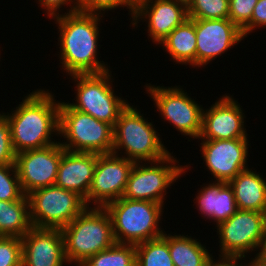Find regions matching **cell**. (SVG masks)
Wrapping results in <instances>:
<instances>
[{"mask_svg": "<svg viewBox=\"0 0 266 266\" xmlns=\"http://www.w3.org/2000/svg\"><path fill=\"white\" fill-rule=\"evenodd\" d=\"M0 266H22V239L0 236Z\"/></svg>", "mask_w": 266, "mask_h": 266, "instance_id": "obj_31", "label": "cell"}, {"mask_svg": "<svg viewBox=\"0 0 266 266\" xmlns=\"http://www.w3.org/2000/svg\"><path fill=\"white\" fill-rule=\"evenodd\" d=\"M111 71L99 74L71 75L76 83V103L68 104L75 110L93 116L113 127L120 113L128 106L127 100L116 96L112 88Z\"/></svg>", "mask_w": 266, "mask_h": 266, "instance_id": "obj_7", "label": "cell"}, {"mask_svg": "<svg viewBox=\"0 0 266 266\" xmlns=\"http://www.w3.org/2000/svg\"><path fill=\"white\" fill-rule=\"evenodd\" d=\"M81 266H136L135 245L115 242L110 248L91 256Z\"/></svg>", "mask_w": 266, "mask_h": 266, "instance_id": "obj_26", "label": "cell"}, {"mask_svg": "<svg viewBox=\"0 0 266 266\" xmlns=\"http://www.w3.org/2000/svg\"><path fill=\"white\" fill-rule=\"evenodd\" d=\"M266 27V0H258L250 20V33L258 27ZM260 27V28H259Z\"/></svg>", "mask_w": 266, "mask_h": 266, "instance_id": "obj_34", "label": "cell"}, {"mask_svg": "<svg viewBox=\"0 0 266 266\" xmlns=\"http://www.w3.org/2000/svg\"><path fill=\"white\" fill-rule=\"evenodd\" d=\"M216 227L220 238L219 257L245 258L250 251L261 249L266 233V213L238 209Z\"/></svg>", "mask_w": 266, "mask_h": 266, "instance_id": "obj_10", "label": "cell"}, {"mask_svg": "<svg viewBox=\"0 0 266 266\" xmlns=\"http://www.w3.org/2000/svg\"><path fill=\"white\" fill-rule=\"evenodd\" d=\"M256 256H258L261 260L266 262V233H265V237L263 239L261 249L259 252H257Z\"/></svg>", "mask_w": 266, "mask_h": 266, "instance_id": "obj_36", "label": "cell"}, {"mask_svg": "<svg viewBox=\"0 0 266 266\" xmlns=\"http://www.w3.org/2000/svg\"><path fill=\"white\" fill-rule=\"evenodd\" d=\"M232 96L223 95L218 101L202 111L201 140H231L248 138L244 127L243 111ZM245 128V129H244Z\"/></svg>", "mask_w": 266, "mask_h": 266, "instance_id": "obj_17", "label": "cell"}, {"mask_svg": "<svg viewBox=\"0 0 266 266\" xmlns=\"http://www.w3.org/2000/svg\"><path fill=\"white\" fill-rule=\"evenodd\" d=\"M188 235L168 234V248L174 266H207L213 257L206 246Z\"/></svg>", "mask_w": 266, "mask_h": 266, "instance_id": "obj_24", "label": "cell"}, {"mask_svg": "<svg viewBox=\"0 0 266 266\" xmlns=\"http://www.w3.org/2000/svg\"><path fill=\"white\" fill-rule=\"evenodd\" d=\"M136 266H174L168 248V235L141 242L135 245Z\"/></svg>", "mask_w": 266, "mask_h": 266, "instance_id": "obj_25", "label": "cell"}, {"mask_svg": "<svg viewBox=\"0 0 266 266\" xmlns=\"http://www.w3.org/2000/svg\"><path fill=\"white\" fill-rule=\"evenodd\" d=\"M28 198L31 223L38 228L62 229L88 207L78 193L56 185L38 188Z\"/></svg>", "mask_w": 266, "mask_h": 266, "instance_id": "obj_8", "label": "cell"}, {"mask_svg": "<svg viewBox=\"0 0 266 266\" xmlns=\"http://www.w3.org/2000/svg\"><path fill=\"white\" fill-rule=\"evenodd\" d=\"M251 266H266V262L261 260L258 256H255V258H251Z\"/></svg>", "mask_w": 266, "mask_h": 266, "instance_id": "obj_37", "label": "cell"}, {"mask_svg": "<svg viewBox=\"0 0 266 266\" xmlns=\"http://www.w3.org/2000/svg\"><path fill=\"white\" fill-rule=\"evenodd\" d=\"M146 91L154 100L162 115L182 135L198 138L201 133L203 107L180 87L146 85ZM201 106V107H200Z\"/></svg>", "mask_w": 266, "mask_h": 266, "instance_id": "obj_11", "label": "cell"}, {"mask_svg": "<svg viewBox=\"0 0 266 266\" xmlns=\"http://www.w3.org/2000/svg\"><path fill=\"white\" fill-rule=\"evenodd\" d=\"M187 9L190 19H225L229 15V0H190Z\"/></svg>", "mask_w": 266, "mask_h": 266, "instance_id": "obj_27", "label": "cell"}, {"mask_svg": "<svg viewBox=\"0 0 266 266\" xmlns=\"http://www.w3.org/2000/svg\"><path fill=\"white\" fill-rule=\"evenodd\" d=\"M65 14L53 18L59 26V57L64 71L70 76L110 71L107 64L97 58L98 22L104 15L81 11Z\"/></svg>", "mask_w": 266, "mask_h": 266, "instance_id": "obj_1", "label": "cell"}, {"mask_svg": "<svg viewBox=\"0 0 266 266\" xmlns=\"http://www.w3.org/2000/svg\"><path fill=\"white\" fill-rule=\"evenodd\" d=\"M164 204L121 197L104 206L110 215L116 243L139 244L164 234L159 221Z\"/></svg>", "mask_w": 266, "mask_h": 266, "instance_id": "obj_4", "label": "cell"}, {"mask_svg": "<svg viewBox=\"0 0 266 266\" xmlns=\"http://www.w3.org/2000/svg\"><path fill=\"white\" fill-rule=\"evenodd\" d=\"M48 90L28 94L12 113H3L9 121L15 153L39 149L51 144L52 134H59L60 102ZM54 132V133H53Z\"/></svg>", "mask_w": 266, "mask_h": 266, "instance_id": "obj_2", "label": "cell"}, {"mask_svg": "<svg viewBox=\"0 0 266 266\" xmlns=\"http://www.w3.org/2000/svg\"><path fill=\"white\" fill-rule=\"evenodd\" d=\"M61 230L66 260L76 266L115 243L111 218L104 207H87Z\"/></svg>", "mask_w": 266, "mask_h": 266, "instance_id": "obj_3", "label": "cell"}, {"mask_svg": "<svg viewBox=\"0 0 266 266\" xmlns=\"http://www.w3.org/2000/svg\"><path fill=\"white\" fill-rule=\"evenodd\" d=\"M258 0H229L228 19L243 33L244 38L250 33V20Z\"/></svg>", "mask_w": 266, "mask_h": 266, "instance_id": "obj_29", "label": "cell"}, {"mask_svg": "<svg viewBox=\"0 0 266 266\" xmlns=\"http://www.w3.org/2000/svg\"><path fill=\"white\" fill-rule=\"evenodd\" d=\"M59 142L65 150L95 154H110L113 150V126L60 102Z\"/></svg>", "mask_w": 266, "mask_h": 266, "instance_id": "obj_6", "label": "cell"}, {"mask_svg": "<svg viewBox=\"0 0 266 266\" xmlns=\"http://www.w3.org/2000/svg\"><path fill=\"white\" fill-rule=\"evenodd\" d=\"M38 2H40L38 4H40L41 7L43 6V9H46L45 11L49 18L59 16L60 14L58 12L59 9L62 8V5H68L70 2V6L71 4H73V6L70 7L71 9H69L67 14L78 11L76 0H38Z\"/></svg>", "mask_w": 266, "mask_h": 266, "instance_id": "obj_33", "label": "cell"}, {"mask_svg": "<svg viewBox=\"0 0 266 266\" xmlns=\"http://www.w3.org/2000/svg\"><path fill=\"white\" fill-rule=\"evenodd\" d=\"M119 156L113 153L98 155L93 181L84 199L88 207L90 203L104 207L123 196L135 162L125 158V155Z\"/></svg>", "mask_w": 266, "mask_h": 266, "instance_id": "obj_12", "label": "cell"}, {"mask_svg": "<svg viewBox=\"0 0 266 266\" xmlns=\"http://www.w3.org/2000/svg\"><path fill=\"white\" fill-rule=\"evenodd\" d=\"M195 197L198 210L207 219L214 220L216 226L237 212L233 188L226 182L213 181L206 184Z\"/></svg>", "mask_w": 266, "mask_h": 266, "instance_id": "obj_20", "label": "cell"}, {"mask_svg": "<svg viewBox=\"0 0 266 266\" xmlns=\"http://www.w3.org/2000/svg\"><path fill=\"white\" fill-rule=\"evenodd\" d=\"M179 1H182V2H185L186 4H188V2H189L190 0H179Z\"/></svg>", "mask_w": 266, "mask_h": 266, "instance_id": "obj_38", "label": "cell"}, {"mask_svg": "<svg viewBox=\"0 0 266 266\" xmlns=\"http://www.w3.org/2000/svg\"><path fill=\"white\" fill-rule=\"evenodd\" d=\"M214 260L212 257L207 266H251L250 261L248 264L244 263V265L238 263V261L244 260L243 257H220L217 262Z\"/></svg>", "mask_w": 266, "mask_h": 266, "instance_id": "obj_35", "label": "cell"}, {"mask_svg": "<svg viewBox=\"0 0 266 266\" xmlns=\"http://www.w3.org/2000/svg\"><path fill=\"white\" fill-rule=\"evenodd\" d=\"M196 66H205L244 39L242 31L228 18L194 19Z\"/></svg>", "mask_w": 266, "mask_h": 266, "instance_id": "obj_15", "label": "cell"}, {"mask_svg": "<svg viewBox=\"0 0 266 266\" xmlns=\"http://www.w3.org/2000/svg\"><path fill=\"white\" fill-rule=\"evenodd\" d=\"M143 16V17H142ZM185 2L179 0H135L132 26L147 19L148 35L156 44H160L177 26L188 19Z\"/></svg>", "mask_w": 266, "mask_h": 266, "instance_id": "obj_16", "label": "cell"}, {"mask_svg": "<svg viewBox=\"0 0 266 266\" xmlns=\"http://www.w3.org/2000/svg\"><path fill=\"white\" fill-rule=\"evenodd\" d=\"M153 124L136 108L128 106L113 127L112 153L124 149L125 158L135 163L158 161L170 154ZM144 161V162H143Z\"/></svg>", "mask_w": 266, "mask_h": 266, "instance_id": "obj_5", "label": "cell"}, {"mask_svg": "<svg viewBox=\"0 0 266 266\" xmlns=\"http://www.w3.org/2000/svg\"><path fill=\"white\" fill-rule=\"evenodd\" d=\"M63 153L64 148L58 141L43 148L16 154L15 165L25 195L38 188L55 185Z\"/></svg>", "mask_w": 266, "mask_h": 266, "instance_id": "obj_13", "label": "cell"}, {"mask_svg": "<svg viewBox=\"0 0 266 266\" xmlns=\"http://www.w3.org/2000/svg\"><path fill=\"white\" fill-rule=\"evenodd\" d=\"M32 227L28 195L15 201L0 200V236L22 238Z\"/></svg>", "mask_w": 266, "mask_h": 266, "instance_id": "obj_23", "label": "cell"}, {"mask_svg": "<svg viewBox=\"0 0 266 266\" xmlns=\"http://www.w3.org/2000/svg\"><path fill=\"white\" fill-rule=\"evenodd\" d=\"M22 266H64V238L61 229L32 227L22 238Z\"/></svg>", "mask_w": 266, "mask_h": 266, "instance_id": "obj_18", "label": "cell"}, {"mask_svg": "<svg viewBox=\"0 0 266 266\" xmlns=\"http://www.w3.org/2000/svg\"><path fill=\"white\" fill-rule=\"evenodd\" d=\"M148 163L134 164L122 197L163 204L166 189L190 168L187 165L180 166L171 153L161 160L150 162V165Z\"/></svg>", "mask_w": 266, "mask_h": 266, "instance_id": "obj_9", "label": "cell"}, {"mask_svg": "<svg viewBox=\"0 0 266 266\" xmlns=\"http://www.w3.org/2000/svg\"><path fill=\"white\" fill-rule=\"evenodd\" d=\"M15 161L16 153L12 146L9 121L0 113V165L15 164Z\"/></svg>", "mask_w": 266, "mask_h": 266, "instance_id": "obj_32", "label": "cell"}, {"mask_svg": "<svg viewBox=\"0 0 266 266\" xmlns=\"http://www.w3.org/2000/svg\"><path fill=\"white\" fill-rule=\"evenodd\" d=\"M78 11L93 14H102L101 11L114 10L117 7H127L133 19L135 0H76Z\"/></svg>", "mask_w": 266, "mask_h": 266, "instance_id": "obj_30", "label": "cell"}, {"mask_svg": "<svg viewBox=\"0 0 266 266\" xmlns=\"http://www.w3.org/2000/svg\"><path fill=\"white\" fill-rule=\"evenodd\" d=\"M98 155L64 149L55 185L74 191L85 199L93 181Z\"/></svg>", "mask_w": 266, "mask_h": 266, "instance_id": "obj_19", "label": "cell"}, {"mask_svg": "<svg viewBox=\"0 0 266 266\" xmlns=\"http://www.w3.org/2000/svg\"><path fill=\"white\" fill-rule=\"evenodd\" d=\"M247 138L231 140H202L203 161L216 178L215 181L229 183L238 173L248 168Z\"/></svg>", "mask_w": 266, "mask_h": 266, "instance_id": "obj_14", "label": "cell"}, {"mask_svg": "<svg viewBox=\"0 0 266 266\" xmlns=\"http://www.w3.org/2000/svg\"><path fill=\"white\" fill-rule=\"evenodd\" d=\"M176 64H189L196 67V33L194 19L188 18L177 26L160 43Z\"/></svg>", "mask_w": 266, "mask_h": 266, "instance_id": "obj_22", "label": "cell"}, {"mask_svg": "<svg viewBox=\"0 0 266 266\" xmlns=\"http://www.w3.org/2000/svg\"><path fill=\"white\" fill-rule=\"evenodd\" d=\"M237 208L266 213V180L252 169L238 173L230 182Z\"/></svg>", "mask_w": 266, "mask_h": 266, "instance_id": "obj_21", "label": "cell"}, {"mask_svg": "<svg viewBox=\"0 0 266 266\" xmlns=\"http://www.w3.org/2000/svg\"><path fill=\"white\" fill-rule=\"evenodd\" d=\"M24 195L16 165H0V200L15 201Z\"/></svg>", "mask_w": 266, "mask_h": 266, "instance_id": "obj_28", "label": "cell"}]
</instances>
